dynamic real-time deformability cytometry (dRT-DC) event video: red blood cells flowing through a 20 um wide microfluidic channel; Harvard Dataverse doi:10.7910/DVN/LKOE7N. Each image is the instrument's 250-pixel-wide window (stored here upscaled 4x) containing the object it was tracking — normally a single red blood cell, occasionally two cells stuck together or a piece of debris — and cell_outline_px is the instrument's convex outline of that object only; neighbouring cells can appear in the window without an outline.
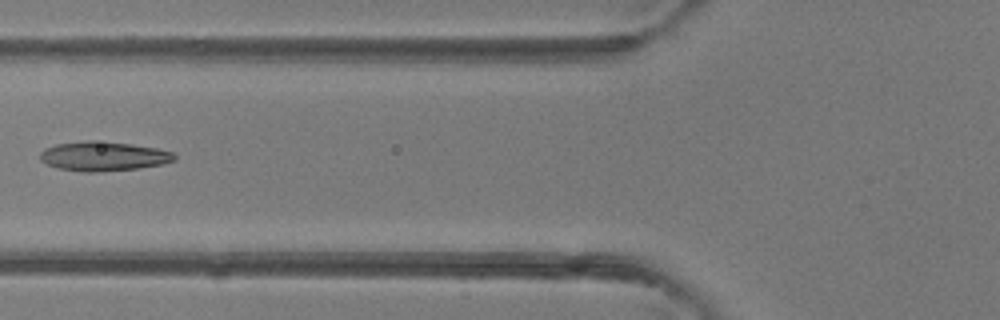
{"species": "common noctule bat (a hibernating species)", "species_latin": "Nyctalus noctula", "temperature_condition": "room temperature", "stored_images_in_passage": 6, "camera_frame_rate_fps": 3000, "um_per_image_px": 0.085, "animal": {"sex": "female"}, "frame": {"image": 1, "passage_image": 6, "time_ms": 5.667, "image_size_px": [1000, 320], "cell_outline_px": [[176, 160], [164, 164], [136, 168], [100, 172], [84, 172], [60, 168], [48, 164], [40, 160], [40, 152], [44, 148], [56, 144], [84, 140], [92, 140], [132, 144], [156, 148], [172, 152], [176, 156]], "centroid_in_image_um": [8.79, 13.27], "position_along_channel_um": 117.0, "area_um2": 23.0}}